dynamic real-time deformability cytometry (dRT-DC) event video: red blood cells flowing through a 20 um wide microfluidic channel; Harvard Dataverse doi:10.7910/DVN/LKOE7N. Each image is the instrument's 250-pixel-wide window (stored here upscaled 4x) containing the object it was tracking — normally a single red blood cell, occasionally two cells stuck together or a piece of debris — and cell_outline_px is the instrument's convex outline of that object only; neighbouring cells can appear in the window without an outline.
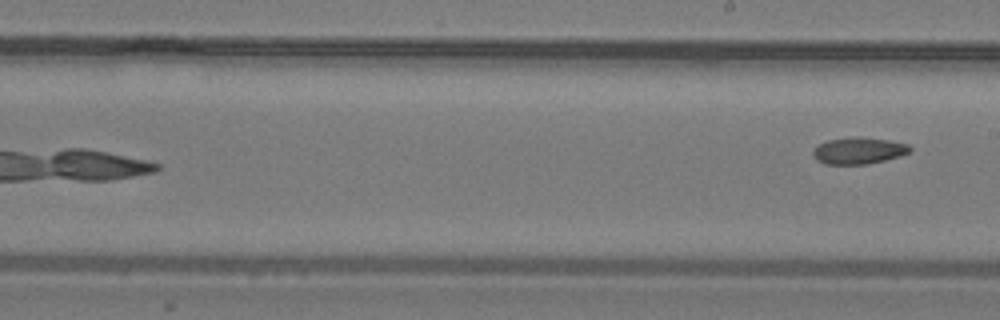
{"species": "common noctule bat (a hibernating species)", "species_latin": "Nyctalus noctula", "temperature_condition": "warm", "stored_images_in_passage": 15, "segment_of_instrument_passage": [2, 2], "camera_frame_rate_fps": 3000, "um_per_image_px": 0.085, "animal": {"sex": "male", "body_mass_g": 19.2, "forearm_length_mm": 51.8}, "frame": {"image": 1, "passage_image": 15, "time_ms": 4.667, "image_size_px": [1000, 320], "cell_outline_px": [[912, 148], [908, 152], [900, 156], [868, 164], [824, 164], [816, 160], [812, 156], [812, 152], [820, 144], [828, 140], [856, 136], [888, 140], [908, 144]], "centroid_in_image_um": [72.97, 12.81], "position_along_channel_um": 216.0, "area_um2": 14.97}}